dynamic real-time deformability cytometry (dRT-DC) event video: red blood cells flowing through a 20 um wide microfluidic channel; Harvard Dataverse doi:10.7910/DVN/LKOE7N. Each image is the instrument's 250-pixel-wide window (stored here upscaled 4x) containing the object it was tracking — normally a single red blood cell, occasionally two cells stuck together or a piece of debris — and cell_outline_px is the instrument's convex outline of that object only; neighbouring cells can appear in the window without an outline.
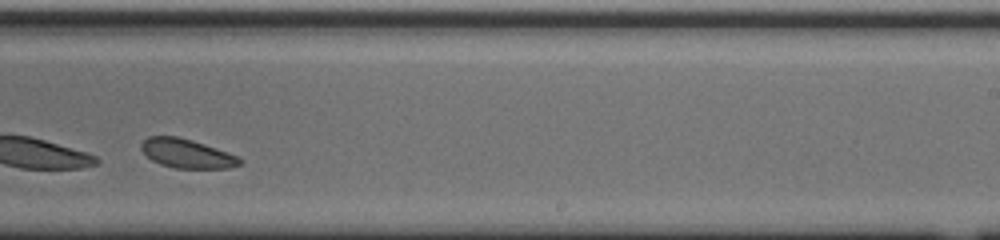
{"species": "common noctule bat (a hibernating species)", "species_latin": "Nyctalus noctula", "temperature_condition": "cold", "stored_images_in_passage": 30, "camera_frame_rate_fps": 3000, "um_per_image_px": 0.085, "animal": {"sex": "male", "body_mass_g": 20.0, "forearm_length_mm": 53.3}, "frame": {"image": 1, "passage_image": 22, "time_ms": 7.0, "image_size_px": [1000, 240], "cell_outline_px": [[244, 164], [228, 168], [176, 168], [160, 164], [152, 160], [140, 148], [140, 144], [148, 136], [176, 136], [192, 140], [228, 152], [244, 160]], "centroid_in_image_um": [15.9, 13.05], "position_along_channel_um": 273.1, "area_um2": 16.65}, "authors_computed_cell_mechanics": {"area_um2": 17.34, "velocity_mm_per_s": 3.6747, "shape_relaxation_time_tau1_ms": 0.8895, "shape_relaxation_time_tau2_ms": null, "deformation_change_tau1": 0.0678, "deformation_change_tau2": null}}